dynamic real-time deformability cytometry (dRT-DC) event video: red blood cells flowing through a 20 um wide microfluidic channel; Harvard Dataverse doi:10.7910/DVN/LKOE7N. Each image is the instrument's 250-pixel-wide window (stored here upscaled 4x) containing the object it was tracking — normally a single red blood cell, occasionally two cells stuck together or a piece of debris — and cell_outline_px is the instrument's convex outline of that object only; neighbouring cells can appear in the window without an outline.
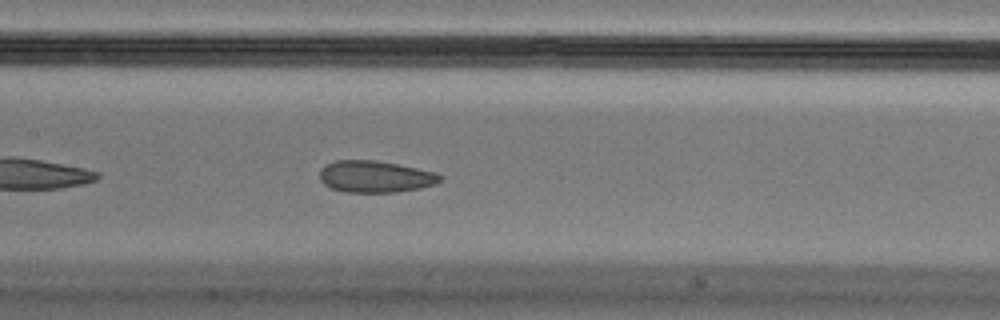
{"species": "Egyptian fruit bat (a non-hibernating species)", "species_latin": "Rousettus aegyptiacus", "temperature_condition": "cold", "stored_images_in_passage": 40, "camera_frame_rate_fps": 3000, "um_per_image_px": 0.085, "animal": {"sex": "male"}, "frame": {"image": 1, "passage_image": 12, "time_ms": 3.667, "image_size_px": [1000, 320], "cell_outline_px": [[444, 180], [436, 184], [420, 188], [396, 192], [344, 192], [332, 188], [324, 184], [320, 180], [320, 168], [324, 164], [336, 160], [376, 160], [436, 172], [444, 176]], "centroid_in_image_um": [31.91, 15.01], "position_along_channel_um": 175.5, "area_um2": 22.48}, "authors_computed_cell_mechanics": {"area_um2": 23.9003, "velocity_mm_per_s": 3.6649, "shape_relaxation_time_tau1_ms": null, "shape_relaxation_time_tau2_ms": 1.214, "deformation_change_tau1": null, "deformation_change_tau2": 0.071}}